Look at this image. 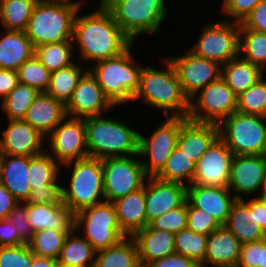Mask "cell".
Segmentation results:
<instances>
[{"instance_id":"29","label":"cell","mask_w":266,"mask_h":267,"mask_svg":"<svg viewBox=\"0 0 266 267\" xmlns=\"http://www.w3.org/2000/svg\"><path fill=\"white\" fill-rule=\"evenodd\" d=\"M0 38V69L18 71L34 55V47L25 31L6 30Z\"/></svg>"},{"instance_id":"28","label":"cell","mask_w":266,"mask_h":267,"mask_svg":"<svg viewBox=\"0 0 266 267\" xmlns=\"http://www.w3.org/2000/svg\"><path fill=\"white\" fill-rule=\"evenodd\" d=\"M112 203L121 230L128 237H132L148 225L145 212V183L141 189L120 197Z\"/></svg>"},{"instance_id":"38","label":"cell","mask_w":266,"mask_h":267,"mask_svg":"<svg viewBox=\"0 0 266 267\" xmlns=\"http://www.w3.org/2000/svg\"><path fill=\"white\" fill-rule=\"evenodd\" d=\"M73 52L71 41L41 44L34 48V55L50 72L73 64L74 62L71 61Z\"/></svg>"},{"instance_id":"46","label":"cell","mask_w":266,"mask_h":267,"mask_svg":"<svg viewBox=\"0 0 266 267\" xmlns=\"http://www.w3.org/2000/svg\"><path fill=\"white\" fill-rule=\"evenodd\" d=\"M221 225L211 215L204 210L194 208L187 201V228L195 233L209 236L213 231L219 229Z\"/></svg>"},{"instance_id":"30","label":"cell","mask_w":266,"mask_h":267,"mask_svg":"<svg viewBox=\"0 0 266 267\" xmlns=\"http://www.w3.org/2000/svg\"><path fill=\"white\" fill-rule=\"evenodd\" d=\"M221 67H223L221 78L236 96L255 84L265 73L259 66L243 59L242 54L221 65Z\"/></svg>"},{"instance_id":"23","label":"cell","mask_w":266,"mask_h":267,"mask_svg":"<svg viewBox=\"0 0 266 267\" xmlns=\"http://www.w3.org/2000/svg\"><path fill=\"white\" fill-rule=\"evenodd\" d=\"M241 242L225 226L213 231L207 240V250L200 267H237ZM206 265V266H205Z\"/></svg>"},{"instance_id":"48","label":"cell","mask_w":266,"mask_h":267,"mask_svg":"<svg viewBox=\"0 0 266 267\" xmlns=\"http://www.w3.org/2000/svg\"><path fill=\"white\" fill-rule=\"evenodd\" d=\"M237 267H266V238L242 244Z\"/></svg>"},{"instance_id":"6","label":"cell","mask_w":266,"mask_h":267,"mask_svg":"<svg viewBox=\"0 0 266 267\" xmlns=\"http://www.w3.org/2000/svg\"><path fill=\"white\" fill-rule=\"evenodd\" d=\"M165 0H100L114 21L134 42L140 33L156 34L166 18Z\"/></svg>"},{"instance_id":"4","label":"cell","mask_w":266,"mask_h":267,"mask_svg":"<svg viewBox=\"0 0 266 267\" xmlns=\"http://www.w3.org/2000/svg\"><path fill=\"white\" fill-rule=\"evenodd\" d=\"M89 157L97 159L139 156V134L122 121L102 115L85 118Z\"/></svg>"},{"instance_id":"56","label":"cell","mask_w":266,"mask_h":267,"mask_svg":"<svg viewBox=\"0 0 266 267\" xmlns=\"http://www.w3.org/2000/svg\"><path fill=\"white\" fill-rule=\"evenodd\" d=\"M19 83L18 72L0 69V96L3 100Z\"/></svg>"},{"instance_id":"33","label":"cell","mask_w":266,"mask_h":267,"mask_svg":"<svg viewBox=\"0 0 266 267\" xmlns=\"http://www.w3.org/2000/svg\"><path fill=\"white\" fill-rule=\"evenodd\" d=\"M96 255L94 267H142L132 237L123 238L118 244L97 251Z\"/></svg>"},{"instance_id":"15","label":"cell","mask_w":266,"mask_h":267,"mask_svg":"<svg viewBox=\"0 0 266 267\" xmlns=\"http://www.w3.org/2000/svg\"><path fill=\"white\" fill-rule=\"evenodd\" d=\"M177 73L183 92L191 99L195 93L221 77V65L213 60L197 56L188 50L180 57L169 58Z\"/></svg>"},{"instance_id":"22","label":"cell","mask_w":266,"mask_h":267,"mask_svg":"<svg viewBox=\"0 0 266 267\" xmlns=\"http://www.w3.org/2000/svg\"><path fill=\"white\" fill-rule=\"evenodd\" d=\"M218 137V124L196 122L186 118L181 123L176 146L196 164Z\"/></svg>"},{"instance_id":"5","label":"cell","mask_w":266,"mask_h":267,"mask_svg":"<svg viewBox=\"0 0 266 267\" xmlns=\"http://www.w3.org/2000/svg\"><path fill=\"white\" fill-rule=\"evenodd\" d=\"M133 44L118 56L97 61L89 70L114 106L132 101L139 89L143 66L134 62L130 51Z\"/></svg>"},{"instance_id":"14","label":"cell","mask_w":266,"mask_h":267,"mask_svg":"<svg viewBox=\"0 0 266 267\" xmlns=\"http://www.w3.org/2000/svg\"><path fill=\"white\" fill-rule=\"evenodd\" d=\"M48 135L52 154L59 164L89 157L86 143L85 118L67 116ZM64 121V122H63Z\"/></svg>"},{"instance_id":"44","label":"cell","mask_w":266,"mask_h":267,"mask_svg":"<svg viewBox=\"0 0 266 267\" xmlns=\"http://www.w3.org/2000/svg\"><path fill=\"white\" fill-rule=\"evenodd\" d=\"M19 82L37 89L39 92H46L49 84L51 72L33 55L26 60L18 69Z\"/></svg>"},{"instance_id":"42","label":"cell","mask_w":266,"mask_h":267,"mask_svg":"<svg viewBox=\"0 0 266 267\" xmlns=\"http://www.w3.org/2000/svg\"><path fill=\"white\" fill-rule=\"evenodd\" d=\"M208 236L183 229L175 234V252L201 265L207 250Z\"/></svg>"},{"instance_id":"51","label":"cell","mask_w":266,"mask_h":267,"mask_svg":"<svg viewBox=\"0 0 266 267\" xmlns=\"http://www.w3.org/2000/svg\"><path fill=\"white\" fill-rule=\"evenodd\" d=\"M261 0H223L222 11L226 16L241 22Z\"/></svg>"},{"instance_id":"31","label":"cell","mask_w":266,"mask_h":267,"mask_svg":"<svg viewBox=\"0 0 266 267\" xmlns=\"http://www.w3.org/2000/svg\"><path fill=\"white\" fill-rule=\"evenodd\" d=\"M224 226L236 236L241 244L266 238V234L258 223L252 222L250 210L241 200H236L232 204Z\"/></svg>"},{"instance_id":"11","label":"cell","mask_w":266,"mask_h":267,"mask_svg":"<svg viewBox=\"0 0 266 267\" xmlns=\"http://www.w3.org/2000/svg\"><path fill=\"white\" fill-rule=\"evenodd\" d=\"M202 34L193 48L194 54L220 65L239 55L240 23L226 20L204 26Z\"/></svg>"},{"instance_id":"1","label":"cell","mask_w":266,"mask_h":267,"mask_svg":"<svg viewBox=\"0 0 266 267\" xmlns=\"http://www.w3.org/2000/svg\"><path fill=\"white\" fill-rule=\"evenodd\" d=\"M79 11L74 20L72 39L79 44L84 60L99 61L118 56L133 43L102 2L88 15L77 16Z\"/></svg>"},{"instance_id":"37","label":"cell","mask_w":266,"mask_h":267,"mask_svg":"<svg viewBox=\"0 0 266 267\" xmlns=\"http://www.w3.org/2000/svg\"><path fill=\"white\" fill-rule=\"evenodd\" d=\"M194 173L195 163L176 146L168 157L166 165L156 177L164 181L184 185L190 183L189 185H191ZM184 179L188 182H185Z\"/></svg>"},{"instance_id":"35","label":"cell","mask_w":266,"mask_h":267,"mask_svg":"<svg viewBox=\"0 0 266 267\" xmlns=\"http://www.w3.org/2000/svg\"><path fill=\"white\" fill-rule=\"evenodd\" d=\"M37 0H0V20L6 30L25 31Z\"/></svg>"},{"instance_id":"54","label":"cell","mask_w":266,"mask_h":267,"mask_svg":"<svg viewBox=\"0 0 266 267\" xmlns=\"http://www.w3.org/2000/svg\"><path fill=\"white\" fill-rule=\"evenodd\" d=\"M145 267H200V265L192 259L175 253L167 257L152 261Z\"/></svg>"},{"instance_id":"8","label":"cell","mask_w":266,"mask_h":267,"mask_svg":"<svg viewBox=\"0 0 266 267\" xmlns=\"http://www.w3.org/2000/svg\"><path fill=\"white\" fill-rule=\"evenodd\" d=\"M266 117L238 111L219 124V138L234 155H266Z\"/></svg>"},{"instance_id":"17","label":"cell","mask_w":266,"mask_h":267,"mask_svg":"<svg viewBox=\"0 0 266 267\" xmlns=\"http://www.w3.org/2000/svg\"><path fill=\"white\" fill-rule=\"evenodd\" d=\"M145 212L148 225L161 215L180 207L187 198V185L147 177ZM147 185V186H146Z\"/></svg>"},{"instance_id":"3","label":"cell","mask_w":266,"mask_h":267,"mask_svg":"<svg viewBox=\"0 0 266 267\" xmlns=\"http://www.w3.org/2000/svg\"><path fill=\"white\" fill-rule=\"evenodd\" d=\"M166 70L142 67L139 89L132 101L139 98L154 108L163 109L166 117L173 111L176 117H187L190 110V99L183 92L173 64L167 58ZM176 111V112H175Z\"/></svg>"},{"instance_id":"49","label":"cell","mask_w":266,"mask_h":267,"mask_svg":"<svg viewBox=\"0 0 266 267\" xmlns=\"http://www.w3.org/2000/svg\"><path fill=\"white\" fill-rule=\"evenodd\" d=\"M26 202L35 204H63L62 185H58L56 180L52 184L32 189Z\"/></svg>"},{"instance_id":"7","label":"cell","mask_w":266,"mask_h":267,"mask_svg":"<svg viewBox=\"0 0 266 267\" xmlns=\"http://www.w3.org/2000/svg\"><path fill=\"white\" fill-rule=\"evenodd\" d=\"M73 165L70 187H62L63 203L75 214L80 210L103 202L104 196L102 160L88 157L65 163Z\"/></svg>"},{"instance_id":"16","label":"cell","mask_w":266,"mask_h":267,"mask_svg":"<svg viewBox=\"0 0 266 267\" xmlns=\"http://www.w3.org/2000/svg\"><path fill=\"white\" fill-rule=\"evenodd\" d=\"M232 151L218 137L195 164L192 184L228 187Z\"/></svg>"},{"instance_id":"39","label":"cell","mask_w":266,"mask_h":267,"mask_svg":"<svg viewBox=\"0 0 266 267\" xmlns=\"http://www.w3.org/2000/svg\"><path fill=\"white\" fill-rule=\"evenodd\" d=\"M39 93L37 89L19 82L1 101L2 110L9 120L24 119L27 109Z\"/></svg>"},{"instance_id":"13","label":"cell","mask_w":266,"mask_h":267,"mask_svg":"<svg viewBox=\"0 0 266 267\" xmlns=\"http://www.w3.org/2000/svg\"><path fill=\"white\" fill-rule=\"evenodd\" d=\"M187 117H166V121L155 129L149 138L139 134V156H149L142 160L147 177H156L166 165L167 159L176 147L181 123Z\"/></svg>"},{"instance_id":"58","label":"cell","mask_w":266,"mask_h":267,"mask_svg":"<svg viewBox=\"0 0 266 267\" xmlns=\"http://www.w3.org/2000/svg\"><path fill=\"white\" fill-rule=\"evenodd\" d=\"M31 267H61L56 259L40 257L33 254Z\"/></svg>"},{"instance_id":"53","label":"cell","mask_w":266,"mask_h":267,"mask_svg":"<svg viewBox=\"0 0 266 267\" xmlns=\"http://www.w3.org/2000/svg\"><path fill=\"white\" fill-rule=\"evenodd\" d=\"M25 243L13 223L8 219L0 220V247L18 246Z\"/></svg>"},{"instance_id":"34","label":"cell","mask_w":266,"mask_h":267,"mask_svg":"<svg viewBox=\"0 0 266 267\" xmlns=\"http://www.w3.org/2000/svg\"><path fill=\"white\" fill-rule=\"evenodd\" d=\"M82 69L81 65L73 63L51 72L50 84L46 93L66 106L80 79L87 72V70L82 71Z\"/></svg>"},{"instance_id":"32","label":"cell","mask_w":266,"mask_h":267,"mask_svg":"<svg viewBox=\"0 0 266 267\" xmlns=\"http://www.w3.org/2000/svg\"><path fill=\"white\" fill-rule=\"evenodd\" d=\"M75 231L66 236L58 264L61 267H94L96 251L87 239L77 236Z\"/></svg>"},{"instance_id":"60","label":"cell","mask_w":266,"mask_h":267,"mask_svg":"<svg viewBox=\"0 0 266 267\" xmlns=\"http://www.w3.org/2000/svg\"><path fill=\"white\" fill-rule=\"evenodd\" d=\"M258 198L263 202V204L266 206V195H260Z\"/></svg>"},{"instance_id":"24","label":"cell","mask_w":266,"mask_h":267,"mask_svg":"<svg viewBox=\"0 0 266 267\" xmlns=\"http://www.w3.org/2000/svg\"><path fill=\"white\" fill-rule=\"evenodd\" d=\"M27 219L31 224L33 232L44 229L75 230V213L64 203H27Z\"/></svg>"},{"instance_id":"25","label":"cell","mask_w":266,"mask_h":267,"mask_svg":"<svg viewBox=\"0 0 266 267\" xmlns=\"http://www.w3.org/2000/svg\"><path fill=\"white\" fill-rule=\"evenodd\" d=\"M64 118H67L66 106L46 92H40L27 109L24 120L48 137Z\"/></svg>"},{"instance_id":"52","label":"cell","mask_w":266,"mask_h":267,"mask_svg":"<svg viewBox=\"0 0 266 267\" xmlns=\"http://www.w3.org/2000/svg\"><path fill=\"white\" fill-rule=\"evenodd\" d=\"M240 29L266 33V0H261L240 22Z\"/></svg>"},{"instance_id":"57","label":"cell","mask_w":266,"mask_h":267,"mask_svg":"<svg viewBox=\"0 0 266 267\" xmlns=\"http://www.w3.org/2000/svg\"><path fill=\"white\" fill-rule=\"evenodd\" d=\"M18 200L0 182V220L7 219Z\"/></svg>"},{"instance_id":"21","label":"cell","mask_w":266,"mask_h":267,"mask_svg":"<svg viewBox=\"0 0 266 267\" xmlns=\"http://www.w3.org/2000/svg\"><path fill=\"white\" fill-rule=\"evenodd\" d=\"M228 187L187 185L186 200L194 207L204 210L211 215L221 226L227 222L232 204L236 201L230 195Z\"/></svg>"},{"instance_id":"27","label":"cell","mask_w":266,"mask_h":267,"mask_svg":"<svg viewBox=\"0 0 266 267\" xmlns=\"http://www.w3.org/2000/svg\"><path fill=\"white\" fill-rule=\"evenodd\" d=\"M28 168V156L0 154V182L19 202H26L31 192Z\"/></svg>"},{"instance_id":"9","label":"cell","mask_w":266,"mask_h":267,"mask_svg":"<svg viewBox=\"0 0 266 267\" xmlns=\"http://www.w3.org/2000/svg\"><path fill=\"white\" fill-rule=\"evenodd\" d=\"M74 226L75 230L85 226V239L96 252L114 246L128 237L121 230L112 202L103 201L80 210L75 214Z\"/></svg>"},{"instance_id":"10","label":"cell","mask_w":266,"mask_h":267,"mask_svg":"<svg viewBox=\"0 0 266 267\" xmlns=\"http://www.w3.org/2000/svg\"><path fill=\"white\" fill-rule=\"evenodd\" d=\"M198 92L190 99L187 118L192 121L219 124L237 111V96L221 77Z\"/></svg>"},{"instance_id":"12","label":"cell","mask_w":266,"mask_h":267,"mask_svg":"<svg viewBox=\"0 0 266 267\" xmlns=\"http://www.w3.org/2000/svg\"><path fill=\"white\" fill-rule=\"evenodd\" d=\"M102 172L107 202L141 189L147 178L141 160H135L131 156L103 159Z\"/></svg>"},{"instance_id":"50","label":"cell","mask_w":266,"mask_h":267,"mask_svg":"<svg viewBox=\"0 0 266 267\" xmlns=\"http://www.w3.org/2000/svg\"><path fill=\"white\" fill-rule=\"evenodd\" d=\"M7 219L14 224L19 236L27 243L33 235V229L27 219V202H18Z\"/></svg>"},{"instance_id":"47","label":"cell","mask_w":266,"mask_h":267,"mask_svg":"<svg viewBox=\"0 0 266 267\" xmlns=\"http://www.w3.org/2000/svg\"><path fill=\"white\" fill-rule=\"evenodd\" d=\"M32 259L27 243L0 247V267H31Z\"/></svg>"},{"instance_id":"20","label":"cell","mask_w":266,"mask_h":267,"mask_svg":"<svg viewBox=\"0 0 266 267\" xmlns=\"http://www.w3.org/2000/svg\"><path fill=\"white\" fill-rule=\"evenodd\" d=\"M8 127L0 138V154L33 157L42 150L44 137L24 119L9 120ZM3 137V138H2Z\"/></svg>"},{"instance_id":"36","label":"cell","mask_w":266,"mask_h":267,"mask_svg":"<svg viewBox=\"0 0 266 267\" xmlns=\"http://www.w3.org/2000/svg\"><path fill=\"white\" fill-rule=\"evenodd\" d=\"M71 232L53 229L36 231L27 242V245L34 255L57 260L65 238Z\"/></svg>"},{"instance_id":"43","label":"cell","mask_w":266,"mask_h":267,"mask_svg":"<svg viewBox=\"0 0 266 267\" xmlns=\"http://www.w3.org/2000/svg\"><path fill=\"white\" fill-rule=\"evenodd\" d=\"M237 111L266 117V80L263 77L237 96Z\"/></svg>"},{"instance_id":"41","label":"cell","mask_w":266,"mask_h":267,"mask_svg":"<svg viewBox=\"0 0 266 267\" xmlns=\"http://www.w3.org/2000/svg\"><path fill=\"white\" fill-rule=\"evenodd\" d=\"M239 52V54H246L242 57L243 59L259 66L264 71L266 66V33L240 29Z\"/></svg>"},{"instance_id":"2","label":"cell","mask_w":266,"mask_h":267,"mask_svg":"<svg viewBox=\"0 0 266 267\" xmlns=\"http://www.w3.org/2000/svg\"><path fill=\"white\" fill-rule=\"evenodd\" d=\"M80 5V0L37 1L25 30L33 47L72 41L74 20Z\"/></svg>"},{"instance_id":"45","label":"cell","mask_w":266,"mask_h":267,"mask_svg":"<svg viewBox=\"0 0 266 267\" xmlns=\"http://www.w3.org/2000/svg\"><path fill=\"white\" fill-rule=\"evenodd\" d=\"M152 228L179 233L187 228V200L178 208L168 211L150 224Z\"/></svg>"},{"instance_id":"55","label":"cell","mask_w":266,"mask_h":267,"mask_svg":"<svg viewBox=\"0 0 266 267\" xmlns=\"http://www.w3.org/2000/svg\"><path fill=\"white\" fill-rule=\"evenodd\" d=\"M241 201L249 208L252 222L258 223L259 227L266 234V206L263 202L258 197H254L248 202L244 199Z\"/></svg>"},{"instance_id":"40","label":"cell","mask_w":266,"mask_h":267,"mask_svg":"<svg viewBox=\"0 0 266 267\" xmlns=\"http://www.w3.org/2000/svg\"><path fill=\"white\" fill-rule=\"evenodd\" d=\"M59 168L57 161L48 151L29 157L28 179L31 190L55 182L60 171Z\"/></svg>"},{"instance_id":"26","label":"cell","mask_w":266,"mask_h":267,"mask_svg":"<svg viewBox=\"0 0 266 267\" xmlns=\"http://www.w3.org/2000/svg\"><path fill=\"white\" fill-rule=\"evenodd\" d=\"M132 238L135 240L140 264L145 267L147 264L175 254V234L159 230L147 225L137 231Z\"/></svg>"},{"instance_id":"59","label":"cell","mask_w":266,"mask_h":267,"mask_svg":"<svg viewBox=\"0 0 266 267\" xmlns=\"http://www.w3.org/2000/svg\"><path fill=\"white\" fill-rule=\"evenodd\" d=\"M261 190L262 191H261L260 195H266V175H265V178L263 180Z\"/></svg>"},{"instance_id":"19","label":"cell","mask_w":266,"mask_h":267,"mask_svg":"<svg viewBox=\"0 0 266 267\" xmlns=\"http://www.w3.org/2000/svg\"><path fill=\"white\" fill-rule=\"evenodd\" d=\"M113 106L104 95L97 79L88 70L80 79L67 103L66 114L74 118L94 117L102 115L104 110L114 108Z\"/></svg>"},{"instance_id":"18","label":"cell","mask_w":266,"mask_h":267,"mask_svg":"<svg viewBox=\"0 0 266 267\" xmlns=\"http://www.w3.org/2000/svg\"><path fill=\"white\" fill-rule=\"evenodd\" d=\"M265 175L266 155H234L228 188H233L236 200H242L241 195L260 191Z\"/></svg>"}]
</instances>
